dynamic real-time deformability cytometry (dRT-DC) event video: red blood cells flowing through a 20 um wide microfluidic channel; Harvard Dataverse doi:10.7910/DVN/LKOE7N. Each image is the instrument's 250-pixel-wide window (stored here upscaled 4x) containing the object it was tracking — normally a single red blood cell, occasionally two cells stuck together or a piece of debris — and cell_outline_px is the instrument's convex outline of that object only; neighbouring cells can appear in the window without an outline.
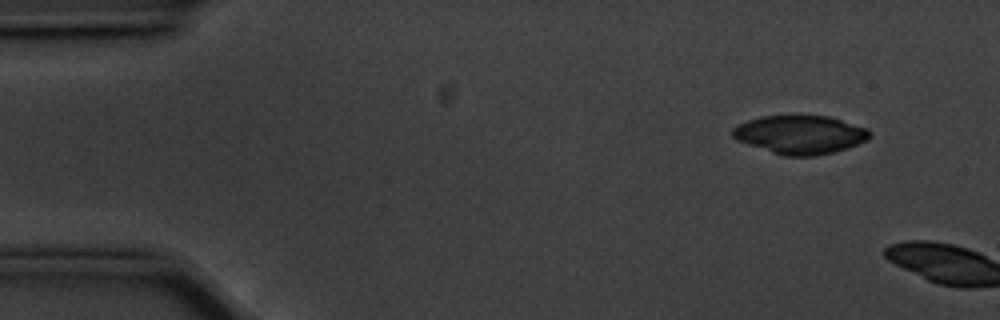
{"species": "common noctule bat (a hibernating species)", "species_latin": "Nyctalus noctula", "temperature_condition": "cold", "stored_images_in_passage": 3, "camera_frame_rate_fps": 3000, "um_per_image_px": 0.085, "animal": {"sex": "male", "body_mass_g": 20.1, "forearm_length_mm": 53.5}, "frame": {"image": 1, "passage_image": 1, "time_ms": 0.0, "image_size_px": [1000, 320], "cell_outline_px": [[872, 136], [868, 140], [832, 152], [812, 156], [784, 156], [736, 140], [732, 136], [732, 128], [748, 120], [760, 116], [828, 116], [868, 128], [872, 132]], "centroid_in_image_um": [68.02, 11.44], "position_along_channel_um": 17.0, "area_um2": 30.52}}